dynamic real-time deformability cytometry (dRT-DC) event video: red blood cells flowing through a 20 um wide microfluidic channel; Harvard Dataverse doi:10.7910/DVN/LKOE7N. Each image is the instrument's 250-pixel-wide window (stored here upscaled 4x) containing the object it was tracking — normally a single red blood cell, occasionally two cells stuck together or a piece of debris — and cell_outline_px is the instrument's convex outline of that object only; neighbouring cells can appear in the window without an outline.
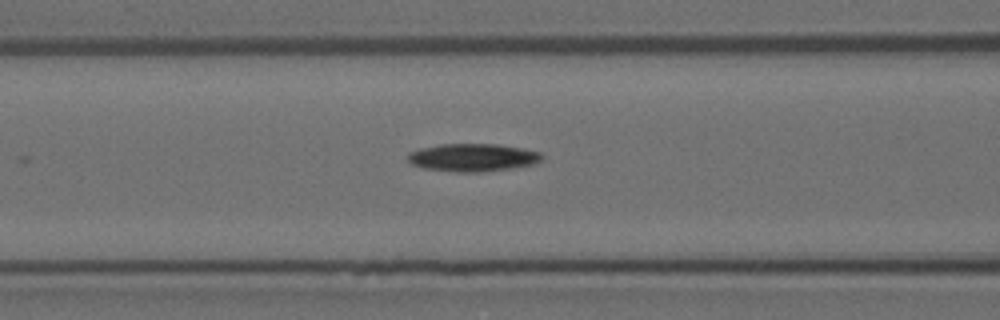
{"species": "Egyptian fruit bat (a non-hibernating species)", "species_latin": "Rousettus aegyptiacus", "temperature_condition": "room temperature", "stored_images_in_passage": 5, "camera_frame_rate_fps": 3000, "um_per_image_px": 0.085, "animal": {"sex": "female"}, "frame": {"image": 1, "passage_image": 5, "time_ms": 1.333, "image_size_px": [1000, 320], "cell_outline_px": [[544, 156], [540, 160], [532, 164], [512, 168], [476, 172], [456, 172], [424, 168], [412, 164], [408, 160], [408, 152], [420, 148], [440, 144], [496, 144], [520, 148], [540, 152]], "centroid_in_image_um": [40.15, 13.38], "position_along_channel_um": 126.5, "area_um2": 21.56}}